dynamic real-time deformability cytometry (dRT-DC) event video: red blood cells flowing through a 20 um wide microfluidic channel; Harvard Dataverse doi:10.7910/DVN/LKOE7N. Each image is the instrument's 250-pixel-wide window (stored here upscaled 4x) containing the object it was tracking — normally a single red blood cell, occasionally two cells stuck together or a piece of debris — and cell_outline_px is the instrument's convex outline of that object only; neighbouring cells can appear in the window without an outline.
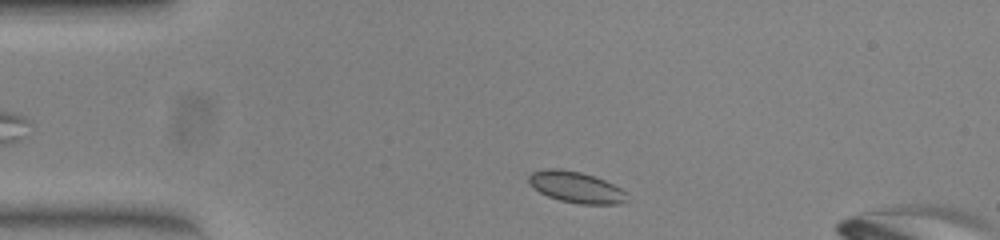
{"species": "common noctule bat (a hibernating species)", "species_latin": "Nyctalus noctula", "temperature_condition": "warm", "stored_images_in_passage": 34, "camera_frame_rate_fps": 3000, "um_per_image_px": 0.085, "animal": {"sex": "female", "body_mass_g": 23.0, "forearm_length_mm": 53.4}, "frame": {"image": 1, "passage_image": 3, "time_ms": 0.667, "image_size_px": [1000, 240], "cell_outline_px": [[628, 200], [620, 204], [580, 204], [560, 200], [548, 196], [540, 192], [528, 180], [528, 176], [532, 172], [548, 168], [560, 168], [580, 172], [604, 180], [620, 188], [624, 192]], "centroid_in_image_um": [48.97, 15.91], "position_along_channel_um": 36.0, "area_um2": 17.57}}
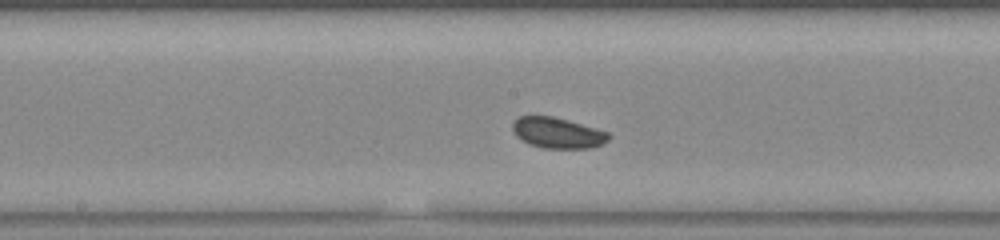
{"frame": {"image": 2, "passage_image": 19, "time_ms": 6.0, "image_size_px": [1000, 240], "cell_outline_px": [[612, 136], [608, 140], [600, 144], [588, 148], [544, 148], [528, 144], [516, 136], [512, 128], [512, 124], [520, 116], [552, 116], [608, 132]], "centroid_in_image_um": [47.37, 11.3], "position_along_channel_um": 200.8, "area_um2": 16.94}}
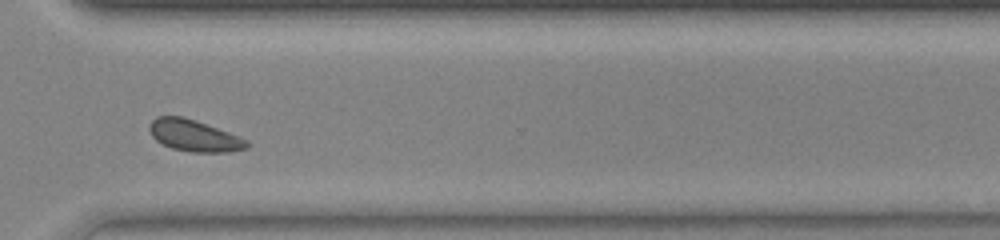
{"frame": {"image": 3, "passage_image": 31, "time_ms": 10.0, "image_size_px": [1000, 240], "cell_outline_px": [[248, 148], [228, 152], [192, 152], [172, 148], [156, 140], [152, 136], [148, 128], [148, 124], [156, 116], [180, 116], [196, 120], [248, 140]], "centroid_in_image_um": [16.47, 11.52], "position_along_channel_um": 354.1, "area_um2": 17.8}, "authors_computed_cell_mechanics": {"area_um2": 17.1955, "velocity_mm_per_s": 3.8219, "shape_relaxation_time_tau1_ms": 1.885, "shape_relaxation_time_tau2_ms": 4.8515, "deformation_change_tau1": 0.0479, "deformation_change_tau2": 0.0504}}